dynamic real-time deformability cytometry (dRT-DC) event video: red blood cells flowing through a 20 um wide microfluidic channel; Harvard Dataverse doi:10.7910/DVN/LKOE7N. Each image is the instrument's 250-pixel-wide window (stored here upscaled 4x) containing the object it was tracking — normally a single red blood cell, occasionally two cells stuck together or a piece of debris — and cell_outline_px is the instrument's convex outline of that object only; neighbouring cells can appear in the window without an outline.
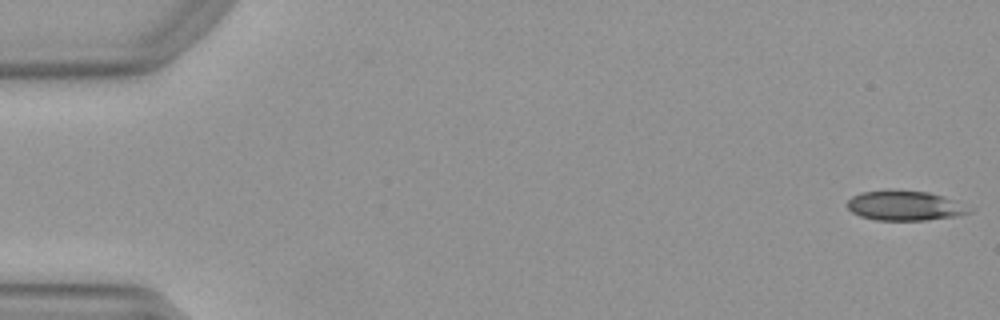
{"species": "Egyptian fruit bat (a non-hibernating species)", "species_latin": "Rousettus aegyptiacus", "temperature_condition": "warm", "stored_images_in_passage": 16, "camera_frame_rate_fps": 3000, "um_per_image_px": 0.085, "animal": {"sex": "female"}, "frame": {"image": 1, "passage_image": 1, "time_ms": 0.0, "image_size_px": [1000, 320], "cell_outline_px": [[976, 208], [972, 212], [956, 216], [928, 220], [876, 220], [860, 216], [852, 212], [844, 204], [852, 196], [860, 192], [888, 188], [892, 188], [928, 192], [944, 196]], "centroid_in_image_um": [76.92, 17.45], "position_along_channel_um": 8.1, "area_um2": 21.96}}
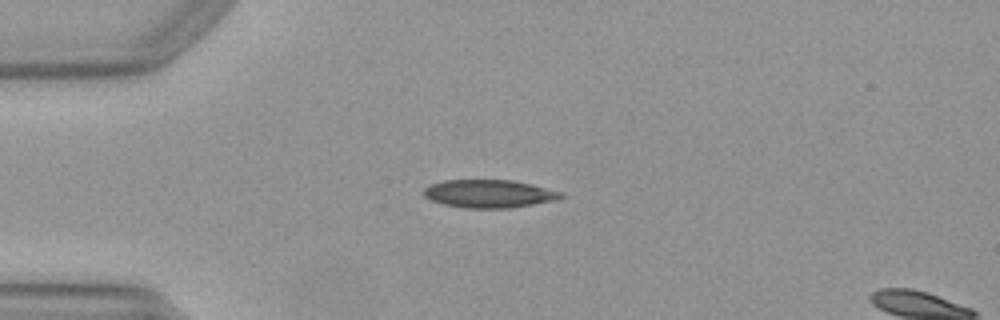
{"frame": {"image": 2, "passage_image": 13, "time_ms": 4.0, "image_size_px": [1000, 320], "cell_outline_px": [[564, 196], [560, 200], [508, 208], [464, 208], [444, 204], [432, 200], [424, 196], [420, 192], [428, 184], [444, 180], [512, 180], [532, 184], [564, 192]], "centroid_in_image_um": [41.58, 16.46], "position_along_channel_um": 43.4, "area_um2": 22.72}}